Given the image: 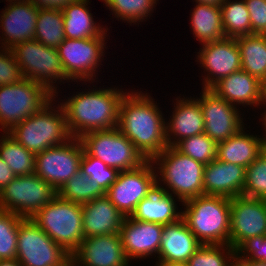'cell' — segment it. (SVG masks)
Returning a JSON list of instances; mask_svg holds the SVG:
<instances>
[{"label":"cell","instance_id":"obj_1","mask_svg":"<svg viewBox=\"0 0 266 266\" xmlns=\"http://www.w3.org/2000/svg\"><path fill=\"white\" fill-rule=\"evenodd\" d=\"M150 94L126 92L119 107L117 128L135 145L146 160H152L168 145L166 121Z\"/></svg>","mask_w":266,"mask_h":266},{"label":"cell","instance_id":"obj_2","mask_svg":"<svg viewBox=\"0 0 266 266\" xmlns=\"http://www.w3.org/2000/svg\"><path fill=\"white\" fill-rule=\"evenodd\" d=\"M98 89L78 92L60 103L72 137L80 138L90 131L117 128L119 107L126 92L115 87Z\"/></svg>","mask_w":266,"mask_h":266},{"label":"cell","instance_id":"obj_3","mask_svg":"<svg viewBox=\"0 0 266 266\" xmlns=\"http://www.w3.org/2000/svg\"><path fill=\"white\" fill-rule=\"evenodd\" d=\"M182 205V218L202 244L229 245L230 198L200 195Z\"/></svg>","mask_w":266,"mask_h":266},{"label":"cell","instance_id":"obj_4","mask_svg":"<svg viewBox=\"0 0 266 266\" xmlns=\"http://www.w3.org/2000/svg\"><path fill=\"white\" fill-rule=\"evenodd\" d=\"M54 99L55 97L39 112L17 123L8 131L18 143L35 155L47 148L62 145L73 138L61 104L56 106L58 110L55 106L52 107Z\"/></svg>","mask_w":266,"mask_h":266},{"label":"cell","instance_id":"obj_5","mask_svg":"<svg viewBox=\"0 0 266 266\" xmlns=\"http://www.w3.org/2000/svg\"><path fill=\"white\" fill-rule=\"evenodd\" d=\"M157 182H163L167 193L184 202L188 199L204 195V164L182 154L174 146H167L152 160ZM159 174V175H158ZM172 192H171V191Z\"/></svg>","mask_w":266,"mask_h":266},{"label":"cell","instance_id":"obj_6","mask_svg":"<svg viewBox=\"0 0 266 266\" xmlns=\"http://www.w3.org/2000/svg\"><path fill=\"white\" fill-rule=\"evenodd\" d=\"M31 219L70 255L84 239L82 205L58 195Z\"/></svg>","mask_w":266,"mask_h":266},{"label":"cell","instance_id":"obj_7","mask_svg":"<svg viewBox=\"0 0 266 266\" xmlns=\"http://www.w3.org/2000/svg\"><path fill=\"white\" fill-rule=\"evenodd\" d=\"M45 86L24 78L16 84L0 86V126L8 132L14 125L39 112L53 98Z\"/></svg>","mask_w":266,"mask_h":266},{"label":"cell","instance_id":"obj_8","mask_svg":"<svg viewBox=\"0 0 266 266\" xmlns=\"http://www.w3.org/2000/svg\"><path fill=\"white\" fill-rule=\"evenodd\" d=\"M79 139L88 155L119 172L135 169L147 161L118 128L90 131Z\"/></svg>","mask_w":266,"mask_h":266},{"label":"cell","instance_id":"obj_9","mask_svg":"<svg viewBox=\"0 0 266 266\" xmlns=\"http://www.w3.org/2000/svg\"><path fill=\"white\" fill-rule=\"evenodd\" d=\"M11 51L23 77L42 84L54 96L58 97L57 87L54 85L57 80L70 81L63 69L57 48L45 46L34 39L17 44Z\"/></svg>","mask_w":266,"mask_h":266},{"label":"cell","instance_id":"obj_10","mask_svg":"<svg viewBox=\"0 0 266 266\" xmlns=\"http://www.w3.org/2000/svg\"><path fill=\"white\" fill-rule=\"evenodd\" d=\"M57 196V190L38 175L16 176L0 191V210L32 218Z\"/></svg>","mask_w":266,"mask_h":266},{"label":"cell","instance_id":"obj_11","mask_svg":"<svg viewBox=\"0 0 266 266\" xmlns=\"http://www.w3.org/2000/svg\"><path fill=\"white\" fill-rule=\"evenodd\" d=\"M16 259L22 266H67L71 263V255L31 218H23L19 223Z\"/></svg>","mask_w":266,"mask_h":266},{"label":"cell","instance_id":"obj_12","mask_svg":"<svg viewBox=\"0 0 266 266\" xmlns=\"http://www.w3.org/2000/svg\"><path fill=\"white\" fill-rule=\"evenodd\" d=\"M105 40L106 36L77 40L65 38L57 47L63 69L70 80L95 82V73L102 65L99 62L104 56Z\"/></svg>","mask_w":266,"mask_h":266},{"label":"cell","instance_id":"obj_13","mask_svg":"<svg viewBox=\"0 0 266 266\" xmlns=\"http://www.w3.org/2000/svg\"><path fill=\"white\" fill-rule=\"evenodd\" d=\"M84 149L79 138L36 154L35 174L57 191L81 168Z\"/></svg>","mask_w":266,"mask_h":266},{"label":"cell","instance_id":"obj_14","mask_svg":"<svg viewBox=\"0 0 266 266\" xmlns=\"http://www.w3.org/2000/svg\"><path fill=\"white\" fill-rule=\"evenodd\" d=\"M156 175L155 165L147 160L135 169L119 172L105 196L124 217H129L157 181Z\"/></svg>","mask_w":266,"mask_h":266},{"label":"cell","instance_id":"obj_15","mask_svg":"<svg viewBox=\"0 0 266 266\" xmlns=\"http://www.w3.org/2000/svg\"><path fill=\"white\" fill-rule=\"evenodd\" d=\"M202 90L200 98L196 100L203 113L205 134L219 143L236 135L244 128L239 108L220 98L210 89Z\"/></svg>","mask_w":266,"mask_h":266},{"label":"cell","instance_id":"obj_16","mask_svg":"<svg viewBox=\"0 0 266 266\" xmlns=\"http://www.w3.org/2000/svg\"><path fill=\"white\" fill-rule=\"evenodd\" d=\"M266 236V200L231 198L229 245L235 250L248 238Z\"/></svg>","mask_w":266,"mask_h":266},{"label":"cell","instance_id":"obj_17","mask_svg":"<svg viewBox=\"0 0 266 266\" xmlns=\"http://www.w3.org/2000/svg\"><path fill=\"white\" fill-rule=\"evenodd\" d=\"M197 61L208 74L204 76L203 89H210L219 80L241 70V57L235 38H224L202 45Z\"/></svg>","mask_w":266,"mask_h":266},{"label":"cell","instance_id":"obj_18","mask_svg":"<svg viewBox=\"0 0 266 266\" xmlns=\"http://www.w3.org/2000/svg\"><path fill=\"white\" fill-rule=\"evenodd\" d=\"M71 262L75 266H129L119 233L84 238Z\"/></svg>","mask_w":266,"mask_h":266},{"label":"cell","instance_id":"obj_19","mask_svg":"<svg viewBox=\"0 0 266 266\" xmlns=\"http://www.w3.org/2000/svg\"><path fill=\"white\" fill-rule=\"evenodd\" d=\"M162 231V224L125 217L119 234L128 260L158 254Z\"/></svg>","mask_w":266,"mask_h":266},{"label":"cell","instance_id":"obj_20","mask_svg":"<svg viewBox=\"0 0 266 266\" xmlns=\"http://www.w3.org/2000/svg\"><path fill=\"white\" fill-rule=\"evenodd\" d=\"M38 13L31 2L9 3L0 15L1 46L11 50L17 44L34 40Z\"/></svg>","mask_w":266,"mask_h":266},{"label":"cell","instance_id":"obj_21","mask_svg":"<svg viewBox=\"0 0 266 266\" xmlns=\"http://www.w3.org/2000/svg\"><path fill=\"white\" fill-rule=\"evenodd\" d=\"M246 168L241 165L212 160L204 166V195L234 198L241 196L245 184Z\"/></svg>","mask_w":266,"mask_h":266},{"label":"cell","instance_id":"obj_22","mask_svg":"<svg viewBox=\"0 0 266 266\" xmlns=\"http://www.w3.org/2000/svg\"><path fill=\"white\" fill-rule=\"evenodd\" d=\"M179 99H175L177 101L171 119L165 123L168 146H175L185 138L204 133L205 123L199 102L191 96Z\"/></svg>","mask_w":266,"mask_h":266},{"label":"cell","instance_id":"obj_23","mask_svg":"<svg viewBox=\"0 0 266 266\" xmlns=\"http://www.w3.org/2000/svg\"><path fill=\"white\" fill-rule=\"evenodd\" d=\"M202 243L188 228L183 218L163 225L159 246V262L187 263Z\"/></svg>","mask_w":266,"mask_h":266},{"label":"cell","instance_id":"obj_24","mask_svg":"<svg viewBox=\"0 0 266 266\" xmlns=\"http://www.w3.org/2000/svg\"><path fill=\"white\" fill-rule=\"evenodd\" d=\"M84 238L120 233L124 215L104 195L82 205Z\"/></svg>","mask_w":266,"mask_h":266},{"label":"cell","instance_id":"obj_25","mask_svg":"<svg viewBox=\"0 0 266 266\" xmlns=\"http://www.w3.org/2000/svg\"><path fill=\"white\" fill-rule=\"evenodd\" d=\"M210 90L234 106L262 105V82L242 69L222 78Z\"/></svg>","mask_w":266,"mask_h":266},{"label":"cell","instance_id":"obj_26","mask_svg":"<svg viewBox=\"0 0 266 266\" xmlns=\"http://www.w3.org/2000/svg\"><path fill=\"white\" fill-rule=\"evenodd\" d=\"M178 210L174 196L167 193L164 186L156 181L148 190L146 198L138 203L130 217L135 220L167 225L182 218V211Z\"/></svg>","mask_w":266,"mask_h":266},{"label":"cell","instance_id":"obj_27","mask_svg":"<svg viewBox=\"0 0 266 266\" xmlns=\"http://www.w3.org/2000/svg\"><path fill=\"white\" fill-rule=\"evenodd\" d=\"M242 128L236 135L217 143L216 159L248 167L264 150L263 137L250 135Z\"/></svg>","mask_w":266,"mask_h":266},{"label":"cell","instance_id":"obj_28","mask_svg":"<svg viewBox=\"0 0 266 266\" xmlns=\"http://www.w3.org/2000/svg\"><path fill=\"white\" fill-rule=\"evenodd\" d=\"M89 0H79L68 5L63 11L64 36L68 39L107 36V29L94 22L93 14L87 7Z\"/></svg>","mask_w":266,"mask_h":266},{"label":"cell","instance_id":"obj_29","mask_svg":"<svg viewBox=\"0 0 266 266\" xmlns=\"http://www.w3.org/2000/svg\"><path fill=\"white\" fill-rule=\"evenodd\" d=\"M190 18L193 35L201 45L226 38L220 7L196 3Z\"/></svg>","mask_w":266,"mask_h":266},{"label":"cell","instance_id":"obj_30","mask_svg":"<svg viewBox=\"0 0 266 266\" xmlns=\"http://www.w3.org/2000/svg\"><path fill=\"white\" fill-rule=\"evenodd\" d=\"M235 39L240 51L241 69L263 83L266 80V35L251 34Z\"/></svg>","mask_w":266,"mask_h":266},{"label":"cell","instance_id":"obj_31","mask_svg":"<svg viewBox=\"0 0 266 266\" xmlns=\"http://www.w3.org/2000/svg\"><path fill=\"white\" fill-rule=\"evenodd\" d=\"M0 137V157L6 162L16 176L35 173L36 155L20 143L8 132Z\"/></svg>","mask_w":266,"mask_h":266},{"label":"cell","instance_id":"obj_32","mask_svg":"<svg viewBox=\"0 0 266 266\" xmlns=\"http://www.w3.org/2000/svg\"><path fill=\"white\" fill-rule=\"evenodd\" d=\"M220 8L225 37L237 38L252 34L250 16L244 0H224Z\"/></svg>","mask_w":266,"mask_h":266},{"label":"cell","instance_id":"obj_33","mask_svg":"<svg viewBox=\"0 0 266 266\" xmlns=\"http://www.w3.org/2000/svg\"><path fill=\"white\" fill-rule=\"evenodd\" d=\"M34 39L45 46L57 48L65 40L63 11L39 9Z\"/></svg>","mask_w":266,"mask_h":266},{"label":"cell","instance_id":"obj_34","mask_svg":"<svg viewBox=\"0 0 266 266\" xmlns=\"http://www.w3.org/2000/svg\"><path fill=\"white\" fill-rule=\"evenodd\" d=\"M57 195L64 200L85 204L105 195V191L94 180L81 171L74 174L58 191Z\"/></svg>","mask_w":266,"mask_h":266},{"label":"cell","instance_id":"obj_35","mask_svg":"<svg viewBox=\"0 0 266 266\" xmlns=\"http://www.w3.org/2000/svg\"><path fill=\"white\" fill-rule=\"evenodd\" d=\"M235 260L236 250L230 245L202 244L186 264L187 266H234Z\"/></svg>","mask_w":266,"mask_h":266},{"label":"cell","instance_id":"obj_36","mask_svg":"<svg viewBox=\"0 0 266 266\" xmlns=\"http://www.w3.org/2000/svg\"><path fill=\"white\" fill-rule=\"evenodd\" d=\"M112 11L115 18L127 21L129 24L142 22L153 12V7L159 0H102ZM149 15V16H148ZM145 18V19H144Z\"/></svg>","mask_w":266,"mask_h":266},{"label":"cell","instance_id":"obj_37","mask_svg":"<svg viewBox=\"0 0 266 266\" xmlns=\"http://www.w3.org/2000/svg\"><path fill=\"white\" fill-rule=\"evenodd\" d=\"M174 147L182 154L204 165L216 159L217 143L205 133L185 138Z\"/></svg>","mask_w":266,"mask_h":266},{"label":"cell","instance_id":"obj_38","mask_svg":"<svg viewBox=\"0 0 266 266\" xmlns=\"http://www.w3.org/2000/svg\"><path fill=\"white\" fill-rule=\"evenodd\" d=\"M23 217L0 210V260H12L17 256L19 223Z\"/></svg>","mask_w":266,"mask_h":266},{"label":"cell","instance_id":"obj_39","mask_svg":"<svg viewBox=\"0 0 266 266\" xmlns=\"http://www.w3.org/2000/svg\"><path fill=\"white\" fill-rule=\"evenodd\" d=\"M242 196L266 200V151L246 167Z\"/></svg>","mask_w":266,"mask_h":266},{"label":"cell","instance_id":"obj_40","mask_svg":"<svg viewBox=\"0 0 266 266\" xmlns=\"http://www.w3.org/2000/svg\"><path fill=\"white\" fill-rule=\"evenodd\" d=\"M80 171L90 180L96 181L105 192L116 181L119 174L117 169L108 167L100 159L88 155L85 151L81 158Z\"/></svg>","mask_w":266,"mask_h":266},{"label":"cell","instance_id":"obj_41","mask_svg":"<svg viewBox=\"0 0 266 266\" xmlns=\"http://www.w3.org/2000/svg\"><path fill=\"white\" fill-rule=\"evenodd\" d=\"M0 86L16 84L24 79L11 50L0 47Z\"/></svg>","mask_w":266,"mask_h":266},{"label":"cell","instance_id":"obj_42","mask_svg":"<svg viewBox=\"0 0 266 266\" xmlns=\"http://www.w3.org/2000/svg\"><path fill=\"white\" fill-rule=\"evenodd\" d=\"M236 260L266 262V236L251 237L245 240L236 249Z\"/></svg>","mask_w":266,"mask_h":266},{"label":"cell","instance_id":"obj_43","mask_svg":"<svg viewBox=\"0 0 266 266\" xmlns=\"http://www.w3.org/2000/svg\"><path fill=\"white\" fill-rule=\"evenodd\" d=\"M250 16L252 34L266 35V0H244Z\"/></svg>","mask_w":266,"mask_h":266},{"label":"cell","instance_id":"obj_44","mask_svg":"<svg viewBox=\"0 0 266 266\" xmlns=\"http://www.w3.org/2000/svg\"><path fill=\"white\" fill-rule=\"evenodd\" d=\"M79 0H31L30 2L37 9L63 10L68 5L74 4Z\"/></svg>","mask_w":266,"mask_h":266},{"label":"cell","instance_id":"obj_45","mask_svg":"<svg viewBox=\"0 0 266 266\" xmlns=\"http://www.w3.org/2000/svg\"><path fill=\"white\" fill-rule=\"evenodd\" d=\"M16 175L6 162L0 157V191L7 186Z\"/></svg>","mask_w":266,"mask_h":266},{"label":"cell","instance_id":"obj_46","mask_svg":"<svg viewBox=\"0 0 266 266\" xmlns=\"http://www.w3.org/2000/svg\"><path fill=\"white\" fill-rule=\"evenodd\" d=\"M234 266H266V262H249L245 260H235Z\"/></svg>","mask_w":266,"mask_h":266},{"label":"cell","instance_id":"obj_47","mask_svg":"<svg viewBox=\"0 0 266 266\" xmlns=\"http://www.w3.org/2000/svg\"><path fill=\"white\" fill-rule=\"evenodd\" d=\"M224 0H195L198 4H206L220 7Z\"/></svg>","mask_w":266,"mask_h":266},{"label":"cell","instance_id":"obj_48","mask_svg":"<svg viewBox=\"0 0 266 266\" xmlns=\"http://www.w3.org/2000/svg\"><path fill=\"white\" fill-rule=\"evenodd\" d=\"M0 266H22L17 259L0 260Z\"/></svg>","mask_w":266,"mask_h":266},{"label":"cell","instance_id":"obj_49","mask_svg":"<svg viewBox=\"0 0 266 266\" xmlns=\"http://www.w3.org/2000/svg\"><path fill=\"white\" fill-rule=\"evenodd\" d=\"M187 266L186 263H178V262H159L156 261L155 266Z\"/></svg>","mask_w":266,"mask_h":266},{"label":"cell","instance_id":"obj_50","mask_svg":"<svg viewBox=\"0 0 266 266\" xmlns=\"http://www.w3.org/2000/svg\"><path fill=\"white\" fill-rule=\"evenodd\" d=\"M262 103H266V80L262 83Z\"/></svg>","mask_w":266,"mask_h":266},{"label":"cell","instance_id":"obj_51","mask_svg":"<svg viewBox=\"0 0 266 266\" xmlns=\"http://www.w3.org/2000/svg\"><path fill=\"white\" fill-rule=\"evenodd\" d=\"M8 3H25V2H30L31 0H6Z\"/></svg>","mask_w":266,"mask_h":266},{"label":"cell","instance_id":"obj_52","mask_svg":"<svg viewBox=\"0 0 266 266\" xmlns=\"http://www.w3.org/2000/svg\"><path fill=\"white\" fill-rule=\"evenodd\" d=\"M262 105H266V103H262ZM264 115H263V120H261V121H263V125H264V127H266V110L264 111V113H263Z\"/></svg>","mask_w":266,"mask_h":266},{"label":"cell","instance_id":"obj_53","mask_svg":"<svg viewBox=\"0 0 266 266\" xmlns=\"http://www.w3.org/2000/svg\"><path fill=\"white\" fill-rule=\"evenodd\" d=\"M265 129V137L263 136V144H264V150L266 151V127L264 128Z\"/></svg>","mask_w":266,"mask_h":266}]
</instances>
